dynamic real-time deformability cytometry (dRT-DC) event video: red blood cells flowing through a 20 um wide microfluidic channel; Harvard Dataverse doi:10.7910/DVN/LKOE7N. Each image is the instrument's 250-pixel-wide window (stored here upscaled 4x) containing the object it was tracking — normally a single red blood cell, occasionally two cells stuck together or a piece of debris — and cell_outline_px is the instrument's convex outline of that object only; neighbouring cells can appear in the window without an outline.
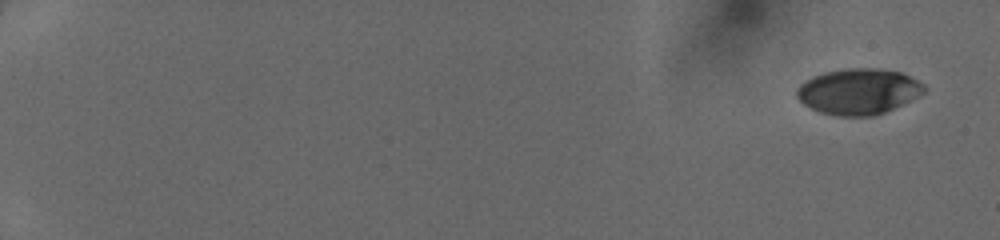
{"species": "human", "species_latin": "Homo sapiens", "temperature_condition": "cold", "stored_images_in_passage": 49, "camera_frame_rate_fps": 3000, "um_per_image_px": 0.085, "donor": {"sex": "female"}, "frame": {"image": 1, "passage_image": 1, "time_ms": 0.0, "image_size_px": [1000, 240], "cell_outline_px": [[924, 92], [920, 96], [884, 112], [872, 116], [836, 116], [820, 112], [804, 104], [796, 96], [796, 88], [804, 80], [812, 76], [824, 72], [844, 68], [876, 68], [900, 72], [924, 84]], "centroid_in_image_um": [72.94, 7.77], "position_along_channel_um": 12.1, "area_um2": 33.99}}
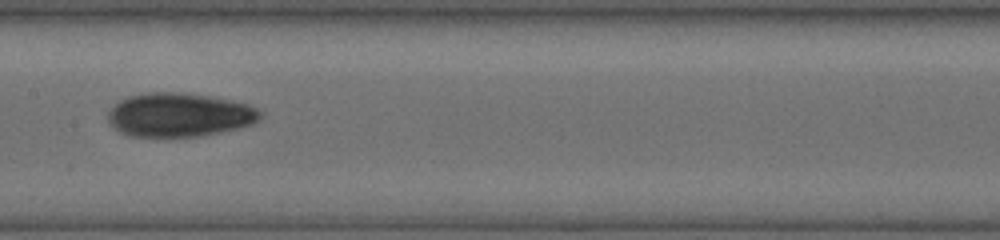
{"frame": {"image": 2, "passage_image": 28, "time_ms": 9.0, "image_size_px": [1000, 240], "cell_outline_px": [[264, 112], [260, 120], [252, 124], [236, 128], [200, 136], [128, 136], [120, 132], [108, 124], [108, 112], [120, 100], [128, 96], [148, 92], [180, 92], [208, 96], [248, 104]], "centroid_in_image_um": [15.23, 9.76], "position_along_channel_um": 192.2, "area_um2": 38.78}}
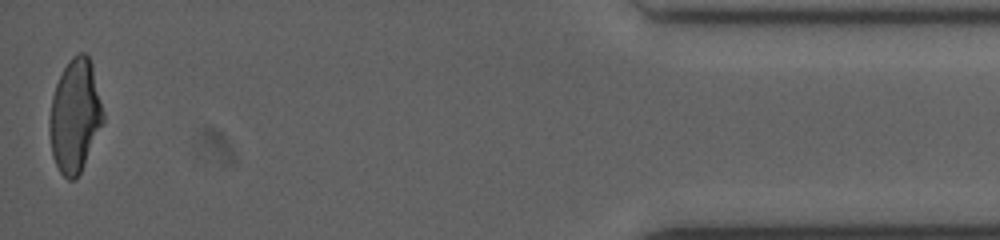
{"frame": {"image": 3, "passage_image": 49, "time_ms": 16.0, "image_size_px": [1000, 240], "cell_outline_px": [[104, 124], [80, 172], [72, 180], [68, 180], [60, 172], [52, 156], [48, 128], [48, 120], [52, 96], [56, 84], [68, 60], [76, 52], [84, 52], [88, 56], [92, 64], [104, 112]], "centroid_in_image_um": [6.37, 9.83], "position_along_channel_um": 428.8, "area_um2": 35.66}}